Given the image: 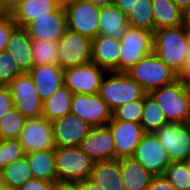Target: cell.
<instances>
[{"mask_svg":"<svg viewBox=\"0 0 190 190\" xmlns=\"http://www.w3.org/2000/svg\"><path fill=\"white\" fill-rule=\"evenodd\" d=\"M188 50V32L184 25L153 32V52L177 75L184 67Z\"/></svg>","mask_w":190,"mask_h":190,"instance_id":"6da1fadb","label":"cell"},{"mask_svg":"<svg viewBox=\"0 0 190 190\" xmlns=\"http://www.w3.org/2000/svg\"><path fill=\"white\" fill-rule=\"evenodd\" d=\"M149 94L161 107L168 123H190V84L177 79Z\"/></svg>","mask_w":190,"mask_h":190,"instance_id":"7a4b0ae2","label":"cell"},{"mask_svg":"<svg viewBox=\"0 0 190 190\" xmlns=\"http://www.w3.org/2000/svg\"><path fill=\"white\" fill-rule=\"evenodd\" d=\"M126 74L136 81L147 94L178 79V75L154 52L145 56Z\"/></svg>","mask_w":190,"mask_h":190,"instance_id":"3957f363","label":"cell"},{"mask_svg":"<svg viewBox=\"0 0 190 190\" xmlns=\"http://www.w3.org/2000/svg\"><path fill=\"white\" fill-rule=\"evenodd\" d=\"M102 79L99 96L111 111L127 102L142 99L147 93L126 73L107 72Z\"/></svg>","mask_w":190,"mask_h":190,"instance_id":"277c9868","label":"cell"},{"mask_svg":"<svg viewBox=\"0 0 190 190\" xmlns=\"http://www.w3.org/2000/svg\"><path fill=\"white\" fill-rule=\"evenodd\" d=\"M59 181L80 182L90 177L94 161L79 146L54 149Z\"/></svg>","mask_w":190,"mask_h":190,"instance_id":"5b68a950","label":"cell"},{"mask_svg":"<svg viewBox=\"0 0 190 190\" xmlns=\"http://www.w3.org/2000/svg\"><path fill=\"white\" fill-rule=\"evenodd\" d=\"M118 73H126L145 56L153 52V32L130 27L120 38Z\"/></svg>","mask_w":190,"mask_h":190,"instance_id":"8992f818","label":"cell"},{"mask_svg":"<svg viewBox=\"0 0 190 190\" xmlns=\"http://www.w3.org/2000/svg\"><path fill=\"white\" fill-rule=\"evenodd\" d=\"M67 29L93 40L98 35L101 6L87 0H78L63 5Z\"/></svg>","mask_w":190,"mask_h":190,"instance_id":"52a82bcc","label":"cell"},{"mask_svg":"<svg viewBox=\"0 0 190 190\" xmlns=\"http://www.w3.org/2000/svg\"><path fill=\"white\" fill-rule=\"evenodd\" d=\"M91 47L90 38L66 29L58 41V65L66 69L92 62Z\"/></svg>","mask_w":190,"mask_h":190,"instance_id":"ba28073f","label":"cell"},{"mask_svg":"<svg viewBox=\"0 0 190 190\" xmlns=\"http://www.w3.org/2000/svg\"><path fill=\"white\" fill-rule=\"evenodd\" d=\"M14 107L26 118L43 116V101L39 98L29 73L15 77L8 85Z\"/></svg>","mask_w":190,"mask_h":190,"instance_id":"9c48e42d","label":"cell"},{"mask_svg":"<svg viewBox=\"0 0 190 190\" xmlns=\"http://www.w3.org/2000/svg\"><path fill=\"white\" fill-rule=\"evenodd\" d=\"M107 71L93 62L64 69V85L73 94H97Z\"/></svg>","mask_w":190,"mask_h":190,"instance_id":"30bf717a","label":"cell"},{"mask_svg":"<svg viewBox=\"0 0 190 190\" xmlns=\"http://www.w3.org/2000/svg\"><path fill=\"white\" fill-rule=\"evenodd\" d=\"M18 140L26 154L55 149L52 121L44 116L27 118Z\"/></svg>","mask_w":190,"mask_h":190,"instance_id":"8fae6325","label":"cell"},{"mask_svg":"<svg viewBox=\"0 0 190 190\" xmlns=\"http://www.w3.org/2000/svg\"><path fill=\"white\" fill-rule=\"evenodd\" d=\"M167 150L171 162L186 161L190 156V123H168L154 132Z\"/></svg>","mask_w":190,"mask_h":190,"instance_id":"7c38bea8","label":"cell"},{"mask_svg":"<svg viewBox=\"0 0 190 190\" xmlns=\"http://www.w3.org/2000/svg\"><path fill=\"white\" fill-rule=\"evenodd\" d=\"M132 158L155 176L163 175L165 169L171 163L167 150L154 133L143 135Z\"/></svg>","mask_w":190,"mask_h":190,"instance_id":"4fadbf2b","label":"cell"},{"mask_svg":"<svg viewBox=\"0 0 190 190\" xmlns=\"http://www.w3.org/2000/svg\"><path fill=\"white\" fill-rule=\"evenodd\" d=\"M71 113L92 127L105 126L112 119V111L99 94H73Z\"/></svg>","mask_w":190,"mask_h":190,"instance_id":"5bb4252c","label":"cell"},{"mask_svg":"<svg viewBox=\"0 0 190 190\" xmlns=\"http://www.w3.org/2000/svg\"><path fill=\"white\" fill-rule=\"evenodd\" d=\"M24 29L32 39L59 41L67 29L64 6L60 4L54 11L37 17Z\"/></svg>","mask_w":190,"mask_h":190,"instance_id":"9a60e30c","label":"cell"},{"mask_svg":"<svg viewBox=\"0 0 190 190\" xmlns=\"http://www.w3.org/2000/svg\"><path fill=\"white\" fill-rule=\"evenodd\" d=\"M52 125L56 147L79 146L93 128L89 123L72 113L52 121Z\"/></svg>","mask_w":190,"mask_h":190,"instance_id":"2e32d148","label":"cell"},{"mask_svg":"<svg viewBox=\"0 0 190 190\" xmlns=\"http://www.w3.org/2000/svg\"><path fill=\"white\" fill-rule=\"evenodd\" d=\"M107 126L113 136L116 159L132 157L135 148L145 134L142 125L134 122L117 121L112 118Z\"/></svg>","mask_w":190,"mask_h":190,"instance_id":"e0dca14e","label":"cell"},{"mask_svg":"<svg viewBox=\"0 0 190 190\" xmlns=\"http://www.w3.org/2000/svg\"><path fill=\"white\" fill-rule=\"evenodd\" d=\"M79 147L94 162L116 159L113 136L107 125L93 127Z\"/></svg>","mask_w":190,"mask_h":190,"instance_id":"ac0fdd59","label":"cell"},{"mask_svg":"<svg viewBox=\"0 0 190 190\" xmlns=\"http://www.w3.org/2000/svg\"><path fill=\"white\" fill-rule=\"evenodd\" d=\"M120 39L97 35L92 40L91 60L107 72H118Z\"/></svg>","mask_w":190,"mask_h":190,"instance_id":"d6986e66","label":"cell"},{"mask_svg":"<svg viewBox=\"0 0 190 190\" xmlns=\"http://www.w3.org/2000/svg\"><path fill=\"white\" fill-rule=\"evenodd\" d=\"M29 75L43 102L64 85V69L59 65H37L31 69Z\"/></svg>","mask_w":190,"mask_h":190,"instance_id":"ffe728a7","label":"cell"},{"mask_svg":"<svg viewBox=\"0 0 190 190\" xmlns=\"http://www.w3.org/2000/svg\"><path fill=\"white\" fill-rule=\"evenodd\" d=\"M6 50L12 55V59L22 73H29L34 67L31 37L24 28L17 27L11 33Z\"/></svg>","mask_w":190,"mask_h":190,"instance_id":"44dd1931","label":"cell"},{"mask_svg":"<svg viewBox=\"0 0 190 190\" xmlns=\"http://www.w3.org/2000/svg\"><path fill=\"white\" fill-rule=\"evenodd\" d=\"M89 179L104 190H126L119 159L94 162Z\"/></svg>","mask_w":190,"mask_h":190,"instance_id":"7402d4cb","label":"cell"},{"mask_svg":"<svg viewBox=\"0 0 190 190\" xmlns=\"http://www.w3.org/2000/svg\"><path fill=\"white\" fill-rule=\"evenodd\" d=\"M99 16L98 35L120 39L129 28L127 16L114 3L101 6Z\"/></svg>","mask_w":190,"mask_h":190,"instance_id":"603a6c76","label":"cell"},{"mask_svg":"<svg viewBox=\"0 0 190 190\" xmlns=\"http://www.w3.org/2000/svg\"><path fill=\"white\" fill-rule=\"evenodd\" d=\"M126 190H146L155 176L132 157L119 159Z\"/></svg>","mask_w":190,"mask_h":190,"instance_id":"cb8c5ba5","label":"cell"},{"mask_svg":"<svg viewBox=\"0 0 190 190\" xmlns=\"http://www.w3.org/2000/svg\"><path fill=\"white\" fill-rule=\"evenodd\" d=\"M59 5L56 0H23L11 17L18 27L24 28L37 17L54 11Z\"/></svg>","mask_w":190,"mask_h":190,"instance_id":"d4e9b609","label":"cell"},{"mask_svg":"<svg viewBox=\"0 0 190 190\" xmlns=\"http://www.w3.org/2000/svg\"><path fill=\"white\" fill-rule=\"evenodd\" d=\"M26 156L33 178L50 182L58 181L54 149L35 151Z\"/></svg>","mask_w":190,"mask_h":190,"instance_id":"484cf974","label":"cell"},{"mask_svg":"<svg viewBox=\"0 0 190 190\" xmlns=\"http://www.w3.org/2000/svg\"><path fill=\"white\" fill-rule=\"evenodd\" d=\"M154 31L183 25V11L172 0H152Z\"/></svg>","mask_w":190,"mask_h":190,"instance_id":"4316f807","label":"cell"},{"mask_svg":"<svg viewBox=\"0 0 190 190\" xmlns=\"http://www.w3.org/2000/svg\"><path fill=\"white\" fill-rule=\"evenodd\" d=\"M72 91L63 85L43 102V116L49 121L71 113Z\"/></svg>","mask_w":190,"mask_h":190,"instance_id":"83f0119b","label":"cell"},{"mask_svg":"<svg viewBox=\"0 0 190 190\" xmlns=\"http://www.w3.org/2000/svg\"><path fill=\"white\" fill-rule=\"evenodd\" d=\"M140 124L145 133H154L168 124L161 107L150 94L144 96V107Z\"/></svg>","mask_w":190,"mask_h":190,"instance_id":"f1b7e54d","label":"cell"},{"mask_svg":"<svg viewBox=\"0 0 190 190\" xmlns=\"http://www.w3.org/2000/svg\"><path fill=\"white\" fill-rule=\"evenodd\" d=\"M3 185L18 189L26 181L32 179V172L29 167L27 156L15 160L1 170Z\"/></svg>","mask_w":190,"mask_h":190,"instance_id":"f546056e","label":"cell"},{"mask_svg":"<svg viewBox=\"0 0 190 190\" xmlns=\"http://www.w3.org/2000/svg\"><path fill=\"white\" fill-rule=\"evenodd\" d=\"M34 66L58 65V41L31 38Z\"/></svg>","mask_w":190,"mask_h":190,"instance_id":"4dcf8cb0","label":"cell"},{"mask_svg":"<svg viewBox=\"0 0 190 190\" xmlns=\"http://www.w3.org/2000/svg\"><path fill=\"white\" fill-rule=\"evenodd\" d=\"M130 27L142 28L154 32L152 0H137L127 15Z\"/></svg>","mask_w":190,"mask_h":190,"instance_id":"1f68e13d","label":"cell"},{"mask_svg":"<svg viewBox=\"0 0 190 190\" xmlns=\"http://www.w3.org/2000/svg\"><path fill=\"white\" fill-rule=\"evenodd\" d=\"M27 118L15 107L0 118V139H19Z\"/></svg>","mask_w":190,"mask_h":190,"instance_id":"d6a6232c","label":"cell"},{"mask_svg":"<svg viewBox=\"0 0 190 190\" xmlns=\"http://www.w3.org/2000/svg\"><path fill=\"white\" fill-rule=\"evenodd\" d=\"M163 176L176 190H190V169L186 161L171 162Z\"/></svg>","mask_w":190,"mask_h":190,"instance_id":"836d02e7","label":"cell"},{"mask_svg":"<svg viewBox=\"0 0 190 190\" xmlns=\"http://www.w3.org/2000/svg\"><path fill=\"white\" fill-rule=\"evenodd\" d=\"M144 107L142 99L127 102L112 111V118L117 121L140 123Z\"/></svg>","mask_w":190,"mask_h":190,"instance_id":"e575fe53","label":"cell"},{"mask_svg":"<svg viewBox=\"0 0 190 190\" xmlns=\"http://www.w3.org/2000/svg\"><path fill=\"white\" fill-rule=\"evenodd\" d=\"M25 155L18 139H0V171Z\"/></svg>","mask_w":190,"mask_h":190,"instance_id":"d590c367","label":"cell"},{"mask_svg":"<svg viewBox=\"0 0 190 190\" xmlns=\"http://www.w3.org/2000/svg\"><path fill=\"white\" fill-rule=\"evenodd\" d=\"M22 74L12 55L7 50L0 52V86H8L18 75Z\"/></svg>","mask_w":190,"mask_h":190,"instance_id":"8d00e7d4","label":"cell"},{"mask_svg":"<svg viewBox=\"0 0 190 190\" xmlns=\"http://www.w3.org/2000/svg\"><path fill=\"white\" fill-rule=\"evenodd\" d=\"M17 27L11 15L4 14L0 17V52L6 50L10 35Z\"/></svg>","mask_w":190,"mask_h":190,"instance_id":"74e56055","label":"cell"},{"mask_svg":"<svg viewBox=\"0 0 190 190\" xmlns=\"http://www.w3.org/2000/svg\"><path fill=\"white\" fill-rule=\"evenodd\" d=\"M14 108L8 86H0V118Z\"/></svg>","mask_w":190,"mask_h":190,"instance_id":"f35d334b","label":"cell"},{"mask_svg":"<svg viewBox=\"0 0 190 190\" xmlns=\"http://www.w3.org/2000/svg\"><path fill=\"white\" fill-rule=\"evenodd\" d=\"M53 183L50 181L32 178L26 181L21 187L17 190H52Z\"/></svg>","mask_w":190,"mask_h":190,"instance_id":"ab89813d","label":"cell"},{"mask_svg":"<svg viewBox=\"0 0 190 190\" xmlns=\"http://www.w3.org/2000/svg\"><path fill=\"white\" fill-rule=\"evenodd\" d=\"M146 190H176L163 175L154 176Z\"/></svg>","mask_w":190,"mask_h":190,"instance_id":"60d3db41","label":"cell"},{"mask_svg":"<svg viewBox=\"0 0 190 190\" xmlns=\"http://www.w3.org/2000/svg\"><path fill=\"white\" fill-rule=\"evenodd\" d=\"M52 190H81L80 182L55 181Z\"/></svg>","mask_w":190,"mask_h":190,"instance_id":"b9f144b4","label":"cell"},{"mask_svg":"<svg viewBox=\"0 0 190 190\" xmlns=\"http://www.w3.org/2000/svg\"><path fill=\"white\" fill-rule=\"evenodd\" d=\"M23 0H0V9L5 15H11Z\"/></svg>","mask_w":190,"mask_h":190,"instance_id":"7bdbcfd3","label":"cell"},{"mask_svg":"<svg viewBox=\"0 0 190 190\" xmlns=\"http://www.w3.org/2000/svg\"><path fill=\"white\" fill-rule=\"evenodd\" d=\"M137 0H114V4L127 16Z\"/></svg>","mask_w":190,"mask_h":190,"instance_id":"ee69618b","label":"cell"},{"mask_svg":"<svg viewBox=\"0 0 190 190\" xmlns=\"http://www.w3.org/2000/svg\"><path fill=\"white\" fill-rule=\"evenodd\" d=\"M178 79L190 84V49L188 50V57L186 58L182 71L178 75Z\"/></svg>","mask_w":190,"mask_h":190,"instance_id":"f6af8a7d","label":"cell"},{"mask_svg":"<svg viewBox=\"0 0 190 190\" xmlns=\"http://www.w3.org/2000/svg\"><path fill=\"white\" fill-rule=\"evenodd\" d=\"M81 190H104L100 185L93 182L91 179L80 181Z\"/></svg>","mask_w":190,"mask_h":190,"instance_id":"bcb514c9","label":"cell"},{"mask_svg":"<svg viewBox=\"0 0 190 190\" xmlns=\"http://www.w3.org/2000/svg\"><path fill=\"white\" fill-rule=\"evenodd\" d=\"M183 12L190 6V0H172Z\"/></svg>","mask_w":190,"mask_h":190,"instance_id":"7dc6e473","label":"cell"},{"mask_svg":"<svg viewBox=\"0 0 190 190\" xmlns=\"http://www.w3.org/2000/svg\"><path fill=\"white\" fill-rule=\"evenodd\" d=\"M183 25L190 27V6L183 12Z\"/></svg>","mask_w":190,"mask_h":190,"instance_id":"c3c4849f","label":"cell"},{"mask_svg":"<svg viewBox=\"0 0 190 190\" xmlns=\"http://www.w3.org/2000/svg\"><path fill=\"white\" fill-rule=\"evenodd\" d=\"M87 1H90L99 6H105L107 4H111L114 2V0H87Z\"/></svg>","mask_w":190,"mask_h":190,"instance_id":"681fc988","label":"cell"},{"mask_svg":"<svg viewBox=\"0 0 190 190\" xmlns=\"http://www.w3.org/2000/svg\"><path fill=\"white\" fill-rule=\"evenodd\" d=\"M0 190H17L16 188H12L10 186L2 185L0 187Z\"/></svg>","mask_w":190,"mask_h":190,"instance_id":"f907efd6","label":"cell"},{"mask_svg":"<svg viewBox=\"0 0 190 190\" xmlns=\"http://www.w3.org/2000/svg\"><path fill=\"white\" fill-rule=\"evenodd\" d=\"M73 1H78V0H61V5H66V4L73 2Z\"/></svg>","mask_w":190,"mask_h":190,"instance_id":"816d5d0a","label":"cell"},{"mask_svg":"<svg viewBox=\"0 0 190 190\" xmlns=\"http://www.w3.org/2000/svg\"><path fill=\"white\" fill-rule=\"evenodd\" d=\"M188 32V39H189V49H190V27H186Z\"/></svg>","mask_w":190,"mask_h":190,"instance_id":"f5cc1de1","label":"cell"},{"mask_svg":"<svg viewBox=\"0 0 190 190\" xmlns=\"http://www.w3.org/2000/svg\"><path fill=\"white\" fill-rule=\"evenodd\" d=\"M3 185V181H2V175H1V171H0V187Z\"/></svg>","mask_w":190,"mask_h":190,"instance_id":"db71d44e","label":"cell"},{"mask_svg":"<svg viewBox=\"0 0 190 190\" xmlns=\"http://www.w3.org/2000/svg\"><path fill=\"white\" fill-rule=\"evenodd\" d=\"M186 163L188 164V167H189V169H190V156H189V158L186 160Z\"/></svg>","mask_w":190,"mask_h":190,"instance_id":"11a10c76","label":"cell"},{"mask_svg":"<svg viewBox=\"0 0 190 190\" xmlns=\"http://www.w3.org/2000/svg\"><path fill=\"white\" fill-rule=\"evenodd\" d=\"M3 15H4V13L0 9V17H2Z\"/></svg>","mask_w":190,"mask_h":190,"instance_id":"9f6ffc18","label":"cell"}]
</instances>
